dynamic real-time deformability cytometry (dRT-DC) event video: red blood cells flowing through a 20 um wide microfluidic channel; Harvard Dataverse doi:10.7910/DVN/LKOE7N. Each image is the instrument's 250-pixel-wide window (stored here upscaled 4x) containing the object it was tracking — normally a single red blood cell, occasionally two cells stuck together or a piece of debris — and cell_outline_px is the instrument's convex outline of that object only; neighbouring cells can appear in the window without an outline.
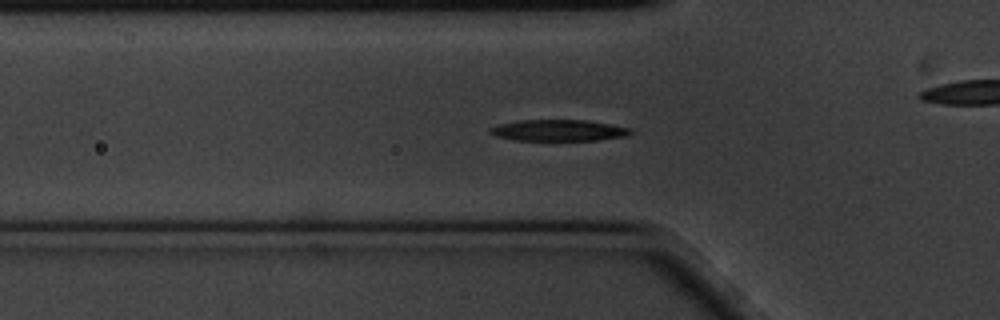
{"species": "common noctule bat (a hibernating species)", "species_latin": "Nyctalus noctula", "temperature_condition": "cold", "stored_images_in_passage": 47, "camera_frame_rate_fps": 3000, "um_per_image_px": 0.085, "animal": {"sex": "male", "body_mass_g": 20.1, "forearm_length_mm": 53.5}, "frame": {"image": 1, "passage_image": 7, "time_ms": 2.0, "image_size_px": [1000, 320], "cell_outline_px": [[632, 132], [628, 136], [596, 140], [516, 140], [496, 136], [488, 132], [488, 128], [500, 124], [516, 120], [588, 120], [632, 128]], "centroid_in_image_um": [47.48, 11.07], "position_along_channel_um": 78.3, "area_um2": 17.51}}
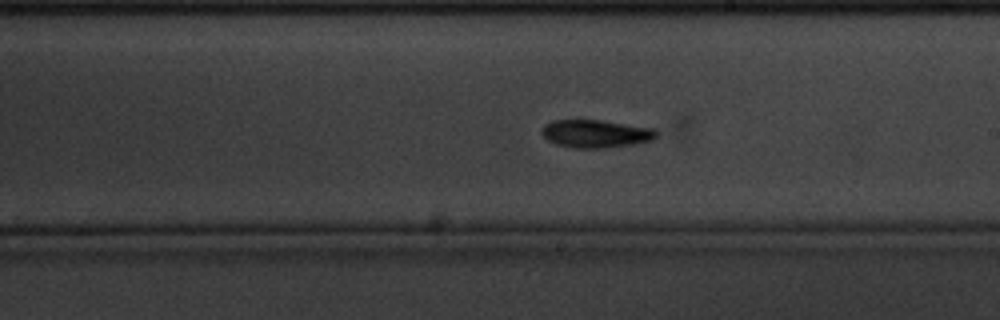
{"frame": {"image": 2, "passage_image": 21, "time_ms": 6.667, "image_size_px": [1000, 320], "cell_outline_px": [[656, 136], [652, 140], [636, 144], [604, 148], [572, 148], [556, 144], [548, 140], [540, 132], [544, 124], [552, 120], [600, 120], [656, 128]], "centroid_in_image_um": [50.63, 11.36], "position_along_channel_um": 238.4, "area_um2": 18.79}}
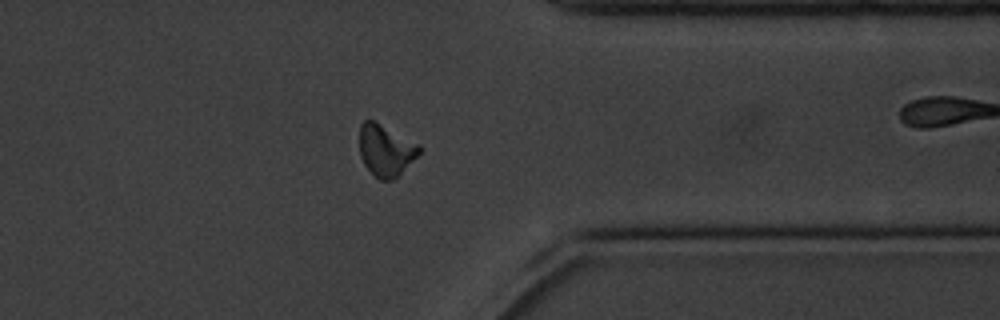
{"frame": {"image": 3, "passage_image": 34, "time_ms": 11.0, "image_size_px": [1000, 320], "cell_outline_px": [[420, 152], [392, 180], [380, 180], [364, 164], [360, 156], [360, 124], [364, 120], [372, 120], [420, 144]], "centroid_in_image_um": [32.76, 12.75], "position_along_channel_um": 378.6, "area_um2": 17.46}, "authors_computed_cell_mechanics": {"area_um2": 17.8602, "velocity_mm_per_s": 3.4109, "shape_relaxation_time_tau1_ms": 2.6777, "shape_relaxation_time_tau2_ms": null, "deformation_change_tau1": 0.1467, "deformation_change_tau2": null}}